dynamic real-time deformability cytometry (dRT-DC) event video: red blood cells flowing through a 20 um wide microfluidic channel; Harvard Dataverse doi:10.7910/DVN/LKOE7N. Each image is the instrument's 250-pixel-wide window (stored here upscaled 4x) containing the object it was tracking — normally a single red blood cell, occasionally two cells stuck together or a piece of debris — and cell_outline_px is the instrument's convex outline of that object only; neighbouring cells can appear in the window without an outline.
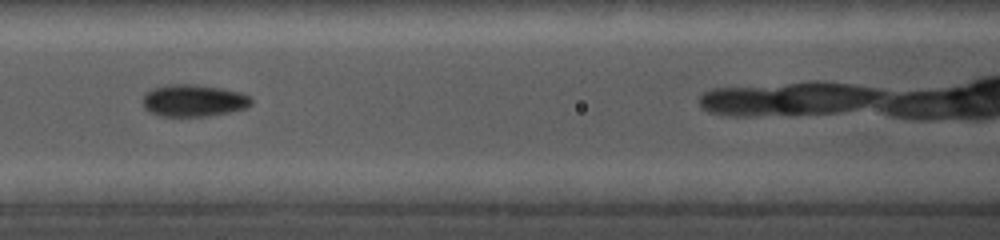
{"species": "common noctule bat (a hibernating species)", "species_latin": "Nyctalus noctula", "temperature_condition": "cold", "stored_images_in_passage": 28, "camera_frame_rate_fps": 5000, "um_per_image_px": 0.085, "animal": {"sex": "female", "body_mass_g": 19.0, "forearm_length_mm": 56.7}, "frame": {"image": 1, "passage_image": 8, "time_ms": 3.2, "image_size_px": [1000, 240], "cell_outline_px": [[252, 104], [244, 108], [228, 112], [208, 116], [160, 116], [148, 112], [144, 108], [144, 96], [152, 88], [168, 84], [196, 84], [220, 88], [240, 92], [252, 96]], "centroid_in_image_um": [16.46, 8.54], "position_along_channel_um": 150.1, "area_um2": 20.29}}
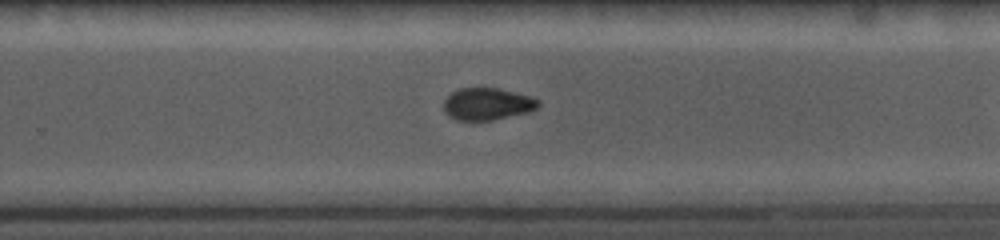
{"frame": {"image": 2, "passage_image": 17, "time_ms": 6.8, "image_size_px": [1000, 240], "cell_outline_px": [[540, 104], [536, 108], [528, 112], [492, 120], [456, 120], [448, 116], [444, 112], [444, 100], [452, 92], [460, 88], [496, 88], [532, 96], [540, 100]], "centroid_in_image_um": [41.42, 8.84], "position_along_channel_um": 288.4, "area_um2": 17.69}}
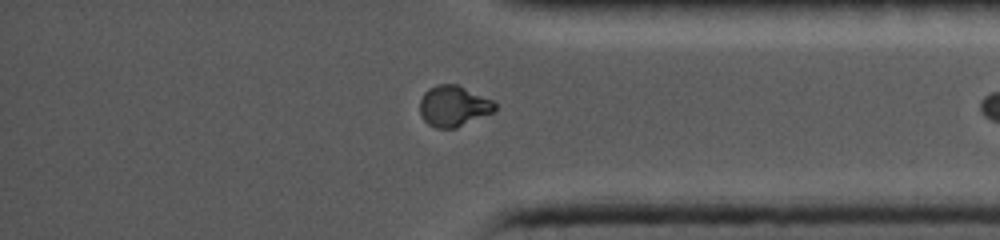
{"frame": {"image": 3, "passage_image": 24, "time_ms": 9.6, "image_size_px": [1000, 240], "cell_outline_px": [[496, 108], [492, 112], [456, 128], [436, 128], [428, 124], [420, 116], [420, 100], [424, 92], [428, 88], [436, 84], [456, 84], [492, 100], [496, 104]], "centroid_in_image_um": [38.51, 9.01], "position_along_channel_um": 396.7, "area_um2": 17.74}}